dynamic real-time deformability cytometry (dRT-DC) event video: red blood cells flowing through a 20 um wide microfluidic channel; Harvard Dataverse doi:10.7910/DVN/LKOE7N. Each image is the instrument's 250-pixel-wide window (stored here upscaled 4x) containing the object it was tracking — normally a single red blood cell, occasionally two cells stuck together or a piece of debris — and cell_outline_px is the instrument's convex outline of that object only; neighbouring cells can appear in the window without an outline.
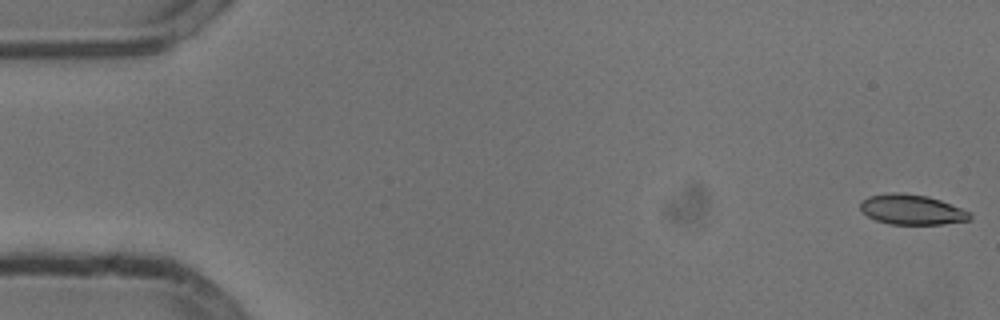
{"species": "common noctule bat (a hibernating species)", "species_latin": "Nyctalus noctula", "temperature_condition": "cold", "stored_images_in_passage": 54, "camera_frame_rate_fps": 3000, "um_per_image_px": 0.085, "animal": {"sex": "male", "body_mass_g": 13.3}, "frame": {"image": 1, "passage_image": 1, "time_ms": 0.0, "image_size_px": [1000, 320], "cell_outline_px": [[972, 220], [944, 224], [888, 224], [876, 220], [868, 216], [860, 208], [860, 200], [868, 196], [892, 192], [896, 192], [928, 196], [940, 200], [972, 212]], "centroid_in_image_um": [77.53, 17.82], "position_along_channel_um": 7.5, "area_um2": 19.36}}
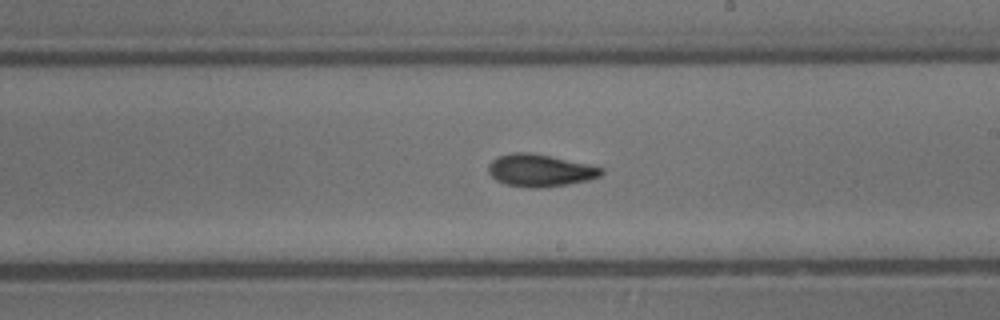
{"frame": {"image": 2, "passage_image": 31, "time_ms": 10.0, "image_size_px": [1000, 320], "cell_outline_px": [[604, 172], [600, 176], [588, 180], [548, 188], [524, 188], [504, 184], [496, 180], [492, 176], [488, 168], [488, 164], [492, 160], [500, 156], [516, 152], [524, 152], [548, 156], [604, 168]], "centroid_in_image_um": [45.89, 14.52], "position_along_channel_um": 243.1, "area_um2": 21.1}}
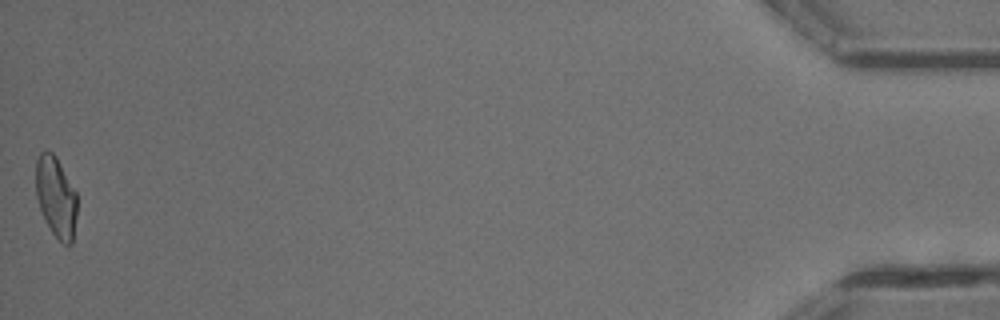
{"frame": {"image": 3, "passage_image": 54, "time_ms": 17.667, "image_size_px": [1000, 320], "cell_outline_px": [[76, 216], [72, 244], [64, 244], [52, 232], [40, 208], [36, 196], [36, 160], [40, 152], [52, 152], [56, 156], [76, 192]], "centroid_in_image_um": [4.76, 16.72], "position_along_channel_um": 430.4, "area_um2": 19.02}, "authors_computed_cell_mechanics": {"area_um2": 20.0566, "velocity_mm_per_s": 3.7901, "shape_relaxation_time_tau1_ms": 4.7204, "shape_relaxation_time_tau2_ms": 2.4361, "deformation_change_tau1": 0.1347, "deformation_change_tau2": 0.0873}}